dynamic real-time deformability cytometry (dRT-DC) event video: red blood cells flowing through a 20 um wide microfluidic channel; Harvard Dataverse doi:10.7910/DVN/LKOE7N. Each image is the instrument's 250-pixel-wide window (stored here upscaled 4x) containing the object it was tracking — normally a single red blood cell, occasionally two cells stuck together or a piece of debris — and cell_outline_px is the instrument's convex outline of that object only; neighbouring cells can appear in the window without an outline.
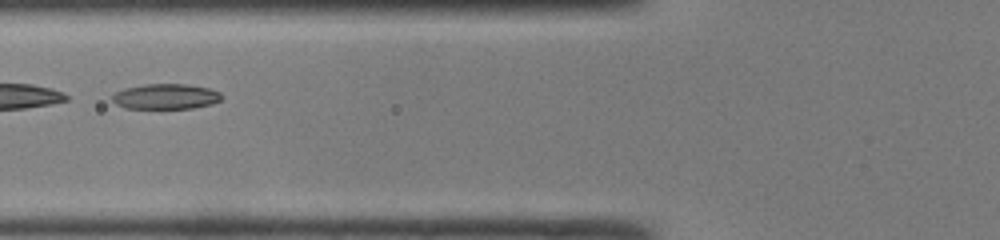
{"species": "common noctule bat (a hibernating species)", "species_latin": "Nyctalus noctula", "temperature_condition": "room temperature", "stored_images_in_passage": 40, "camera_frame_rate_fps": 3000, "um_per_image_px": 0.085, "animal": {"sex": "male", "body_mass_g": 19.0, "forearm_length_mm": 50.8}, "frame": {"image": 1, "passage_image": 12, "time_ms": 3.667, "image_size_px": [1000, 240], "cell_outline_px": [[220, 100], [212, 104], [192, 108], [124, 108], [116, 104], [112, 100], [112, 96], [116, 92], [124, 88], [144, 84], [184, 84], [208, 88], [220, 92]], "centroid_in_image_um": [14.06, 8.2], "position_along_channel_um": 111.7, "area_um2": 16.01}}
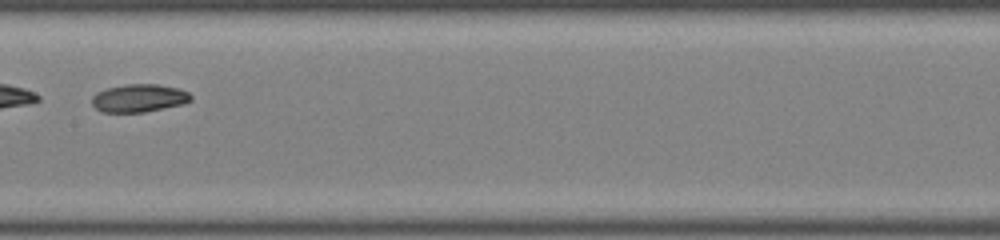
{"frame": {"image": 2, "passage_image": 18, "time_ms": 5.667, "image_size_px": [1000, 240], "cell_outline_px": [[192, 100], [184, 104], [144, 112], [100, 112], [92, 104], [92, 96], [96, 92], [108, 88], [128, 84], [160, 84], [180, 88], [188, 92], [192, 96]], "centroid_in_image_um": [11.84, 8.34], "position_along_channel_um": 195.6, "area_um2": 16.24}, "authors_computed_cell_mechanics": {"area_um2": 16.8776, "velocity_mm_per_s": 4.2002, "shape_relaxation_time_tau1_ms": 2.954, "shape_relaxation_time_tau2_ms": null, "deformation_change_tau1": 0.1313, "deformation_change_tau2": null}}